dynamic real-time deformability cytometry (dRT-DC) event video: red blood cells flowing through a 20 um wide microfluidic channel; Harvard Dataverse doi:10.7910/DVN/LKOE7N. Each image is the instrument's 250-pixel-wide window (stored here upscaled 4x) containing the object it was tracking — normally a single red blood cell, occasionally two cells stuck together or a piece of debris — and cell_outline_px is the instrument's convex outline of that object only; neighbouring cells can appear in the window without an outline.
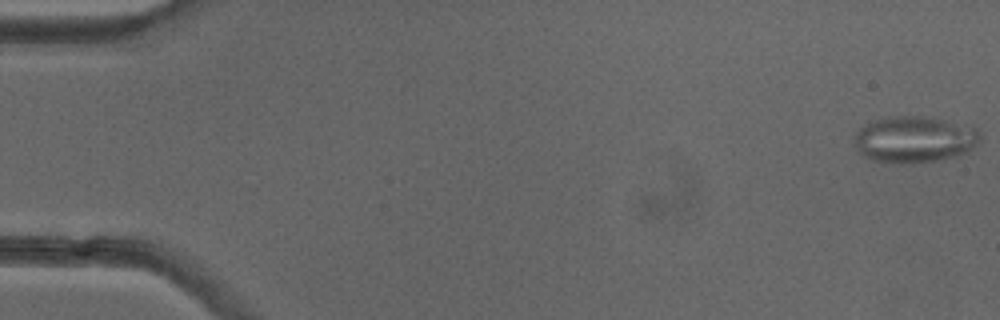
{"species": "common noctule bat (a hibernating species)", "species_latin": "Nyctalus noctula", "temperature_condition": "cold", "stored_images_in_passage": 51, "camera_frame_rate_fps": 3000, "um_per_image_px": 0.085, "animal": {"sex": "female"}, "frame": {"image": 1, "passage_image": 1, "time_ms": 0.0, "image_size_px": [1000, 320], "cell_outline_px": [[980, 140], [968, 152], [956, 156], [940, 160], [912, 164], [900, 164], [872, 160], [864, 156], [856, 148], [856, 132], [864, 124], [884, 116], [924, 116], [972, 124], [980, 132]], "centroid_in_image_um": [77.77, 11.84], "position_along_channel_um": 7.2, "area_um2": 34.68}}
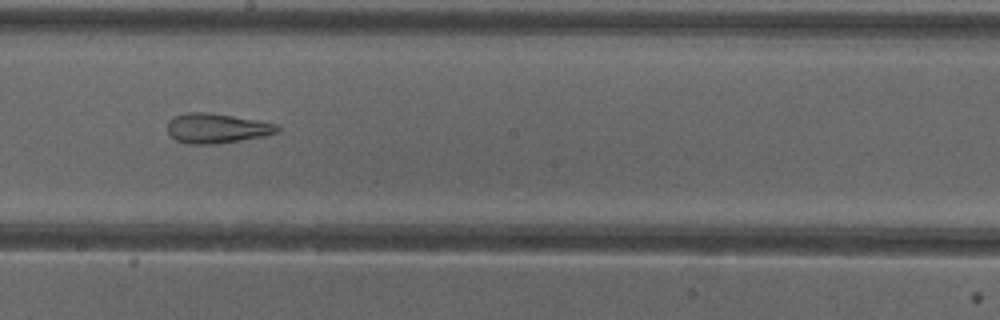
{"frame": {"image": 2, "passage_image": 29, "time_ms": 9.333, "image_size_px": [1000, 320], "cell_outline_px": [[280, 132], [264, 136], [216, 144], [188, 144], [176, 140], [168, 132], [168, 120], [172, 116], [188, 112], [212, 112], [256, 120], [276, 124], [280, 128]], "centroid_in_image_um": [18.41, 10.89], "position_along_channel_um": 229.8, "area_um2": 19.19}}
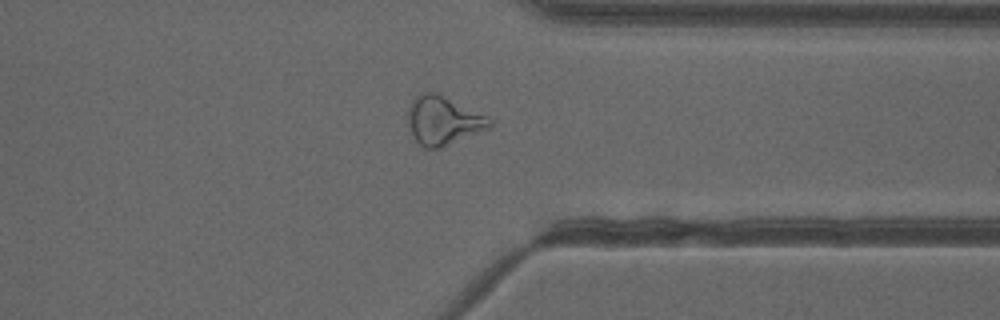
{"frame": {"image": 3, "passage_image": 40, "time_ms": 13.0, "image_size_px": [1000, 320], "cell_outline_px": [[492, 124], [488, 128], [440, 148], [424, 148], [412, 136], [408, 124], [408, 108], [412, 100], [420, 92], [436, 92], [488, 116], [492, 120]], "centroid_in_image_um": [37.64, 10.23], "position_along_channel_um": 373.8, "area_um2": 23.0}, "authors_computed_cell_mechanics": {"area_um2": 24.6806, "velocity_mm_per_s": 4.0051, "shape_relaxation_time_tau1_ms": null, "shape_relaxation_time_tau2_ms": 1.9668, "deformation_change_tau1": null, "deformation_change_tau2": 0.1185}}